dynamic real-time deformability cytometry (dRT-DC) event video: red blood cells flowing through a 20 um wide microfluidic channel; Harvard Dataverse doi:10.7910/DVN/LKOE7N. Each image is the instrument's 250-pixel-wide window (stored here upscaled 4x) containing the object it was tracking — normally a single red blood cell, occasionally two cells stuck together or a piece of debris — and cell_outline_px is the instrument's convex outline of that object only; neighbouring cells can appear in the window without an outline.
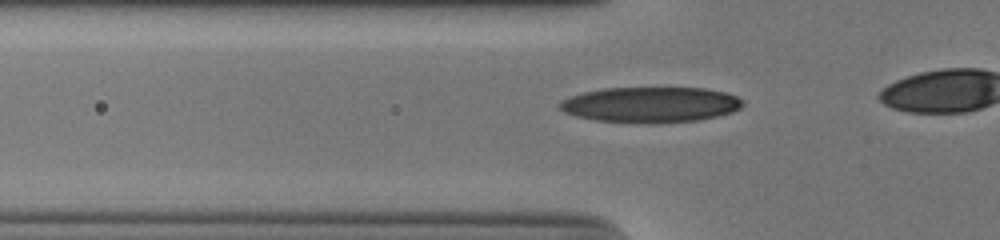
{"species": "human", "species_latin": "Homo sapiens", "temperature_condition": "cold", "stored_images_in_passage": 28, "camera_frame_rate_fps": 3000, "um_per_image_px": 0.085, "donor": {"sex": "male"}, "frame": {"image": 1, "passage_image": 3, "time_ms": 0.667, "image_size_px": [1000, 240], "cell_outline_px": [[744, 104], [740, 108], [732, 112], [700, 120], [660, 124], [648, 124], [596, 120], [576, 116], [564, 112], [556, 104], [560, 100], [568, 96], [584, 92], [604, 88], [704, 88], [724, 92], [736, 96]], "centroid_in_image_um": [55.26, 8.91], "position_along_channel_um": 70.5, "area_um2": 38.26}}
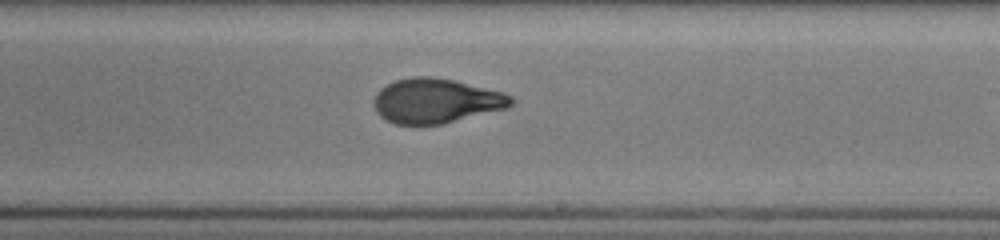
{"frame": {"image": 2, "passage_image": 17, "time_ms": 5.333, "image_size_px": [1000, 240], "cell_outline_px": [[512, 104], [504, 108], [444, 124], [416, 128], [396, 124], [380, 116], [376, 112], [372, 104], [372, 100], [376, 92], [380, 88], [396, 80], [412, 76], [432, 76], [452, 80], [504, 92], [512, 96]], "centroid_in_image_um": [36.98, 8.6], "position_along_channel_um": 252.0, "area_um2": 36.3}}
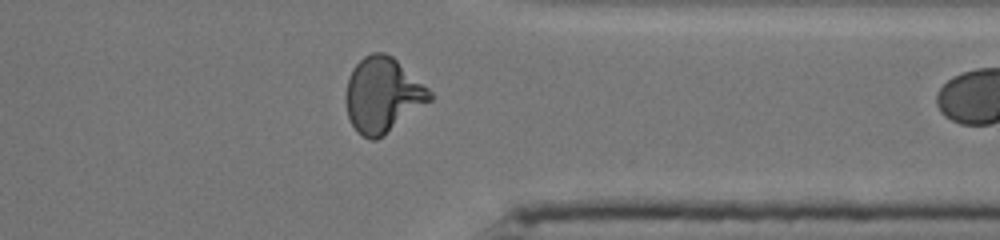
{"frame": {"image": 3, "passage_image": 27, "time_ms": 8.667, "image_size_px": [1000, 240], "cell_outline_px": [[432, 100], [384, 136], [376, 140], [368, 140], [356, 132], [348, 116], [344, 100], [344, 96], [348, 76], [352, 68], [364, 56], [372, 52], [384, 52], [392, 56], [428, 88], [432, 92]], "centroid_in_image_um": [32.49, 8.09], "position_along_channel_um": 378.9, "area_um2": 37.05}}